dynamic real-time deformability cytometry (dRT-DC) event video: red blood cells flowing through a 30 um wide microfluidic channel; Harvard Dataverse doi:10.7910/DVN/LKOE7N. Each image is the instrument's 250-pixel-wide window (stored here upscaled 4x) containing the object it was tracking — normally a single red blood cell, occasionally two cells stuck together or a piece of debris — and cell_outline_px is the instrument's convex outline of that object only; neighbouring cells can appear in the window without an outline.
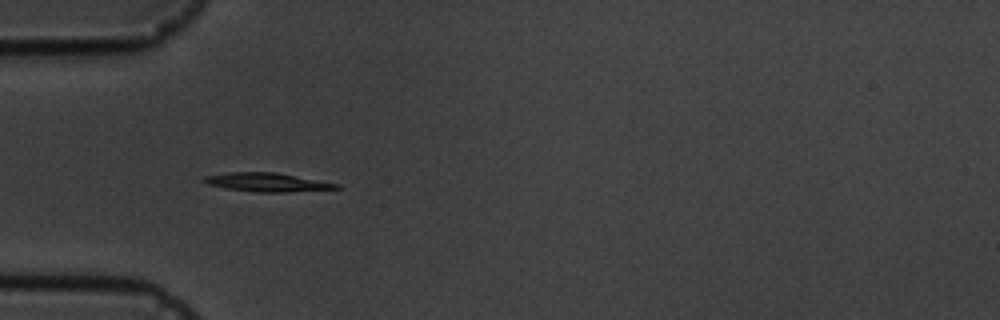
{"species": "common noctule bat (a hibernating species)", "species_latin": "Nyctalus noctula", "temperature_condition": "cold", "stored_images_in_passage": 4, "camera_frame_rate_fps": 3000, "um_per_image_px": 0.085, "animal": {"sex": "male", "body_mass_g": 19.5, "forearm_length_mm": 54.6}, "frame": {"image": 1, "passage_image": 3, "time_ms": 3.0, "image_size_px": [1000, 320], "cell_outline_px": [[340, 188], [284, 192], [252, 192], [224, 188], [208, 184], [200, 180], [204, 176], [228, 172], [276, 172], [340, 184]], "centroid_in_image_um": [22.64, 15.49], "position_along_channel_um": 62.4, "area_um2": 14.45}}
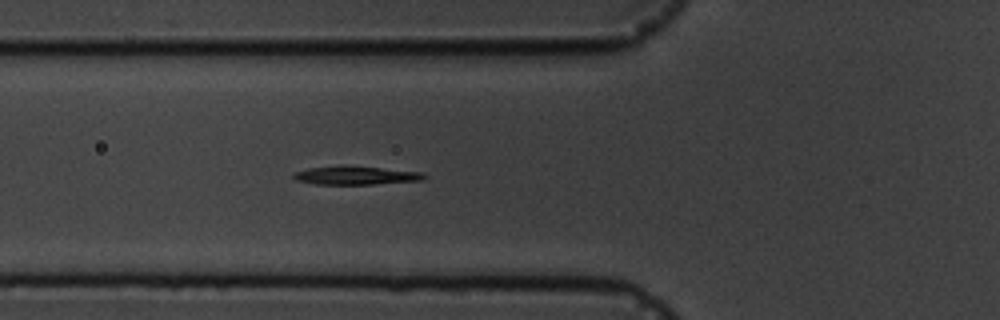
{"frame": {"image": 2, "passage_image": 4, "time_ms": 4.0, "image_size_px": [1000, 320], "cell_outline_px": [[428, 176], [424, 180], [372, 184], [316, 184], [296, 180], [292, 176], [296, 172], [308, 168], [340, 164], [424, 172]], "centroid_in_image_um": [30.27, 14.89], "position_along_channel_um": 95.5, "area_um2": 14.28}}